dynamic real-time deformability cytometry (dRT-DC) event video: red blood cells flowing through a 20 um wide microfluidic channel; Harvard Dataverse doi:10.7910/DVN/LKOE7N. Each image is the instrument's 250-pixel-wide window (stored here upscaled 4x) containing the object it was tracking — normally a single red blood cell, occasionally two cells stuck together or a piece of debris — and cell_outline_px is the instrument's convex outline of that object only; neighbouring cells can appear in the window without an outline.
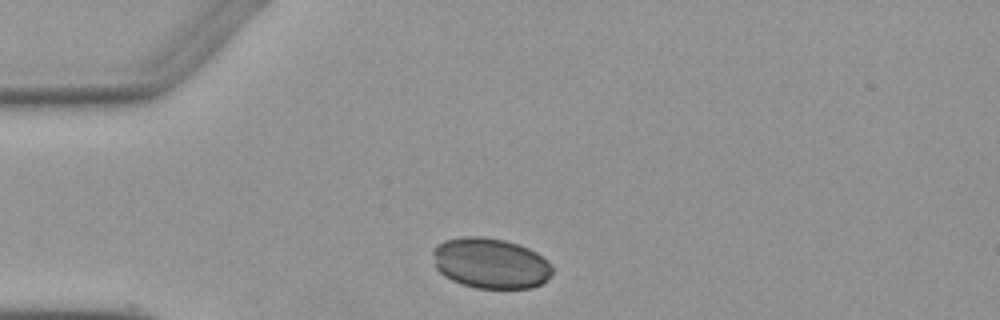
{"species": "Egyptian fruit bat (a non-hibernating species)", "species_latin": "Rousettus aegyptiacus", "temperature_condition": "warm", "stored_images_in_passage": 1, "camera_frame_rate_fps": 3000, "um_per_image_px": 0.085, "animal": {"sex": "female"}, "frame": {"image": 1, "passage_image": 1, "time_ms": 0.0, "image_size_px": [1000, 320], "cell_outline_px": [[552, 276], [548, 280], [532, 288], [476, 288], [460, 284], [444, 276], [436, 268], [432, 252], [432, 248], [436, 244], [444, 240], [464, 236], [480, 236], [504, 240], [528, 248], [536, 252], [548, 260], [552, 264]], "centroid_in_image_um": [41.69, 22.38], "position_along_channel_um": 43.3, "area_um2": 35.49}}